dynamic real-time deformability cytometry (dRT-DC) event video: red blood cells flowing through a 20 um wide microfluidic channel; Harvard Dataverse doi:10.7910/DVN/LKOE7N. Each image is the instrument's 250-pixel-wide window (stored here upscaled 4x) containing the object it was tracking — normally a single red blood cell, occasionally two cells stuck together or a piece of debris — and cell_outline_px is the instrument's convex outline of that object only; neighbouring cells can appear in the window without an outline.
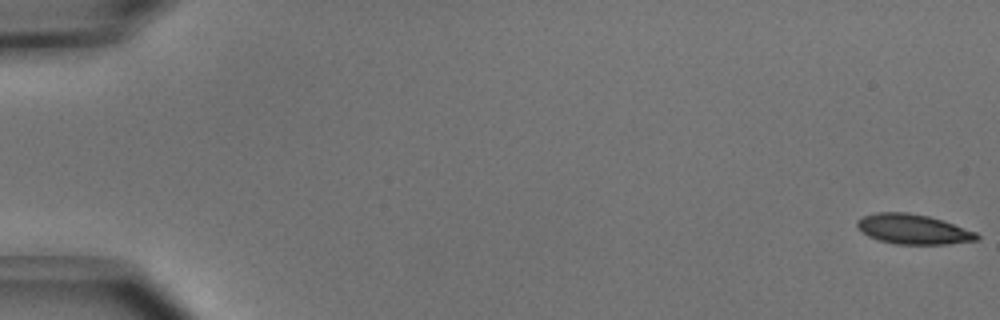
{"species": "common noctule bat (a hibernating species)", "species_latin": "Nyctalus noctula", "temperature_condition": "cold", "stored_images_in_passage": 52, "camera_frame_rate_fps": 3000, "um_per_image_px": 0.085, "animal": {"sex": "male", "body_mass_g": 15.6}, "frame": {"image": 1, "passage_image": 1, "time_ms": 0.0, "image_size_px": [1000, 320], "cell_outline_px": [[980, 240], [948, 244], [896, 244], [880, 240], [868, 236], [856, 224], [856, 220], [864, 216], [876, 212], [908, 212], [928, 216], [976, 232], [980, 236]], "centroid_in_image_um": [77.63, 19.48], "position_along_channel_um": 7.4, "area_um2": 20.63}}
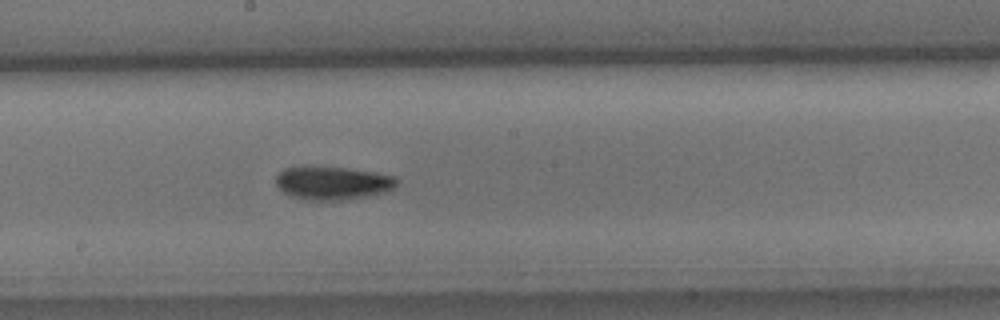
{"frame": {"image": 2, "passage_image": 29, "time_ms": 9.333, "image_size_px": [1000, 320], "cell_outline_px": [[400, 180], [396, 188], [384, 192], [368, 196], [340, 200], [312, 200], [292, 196], [284, 192], [276, 184], [276, 176], [284, 168], [344, 168], [376, 172], [396, 176]], "centroid_in_image_um": [28.37, 15.57], "position_along_channel_um": 219.8, "area_um2": 23.06}}
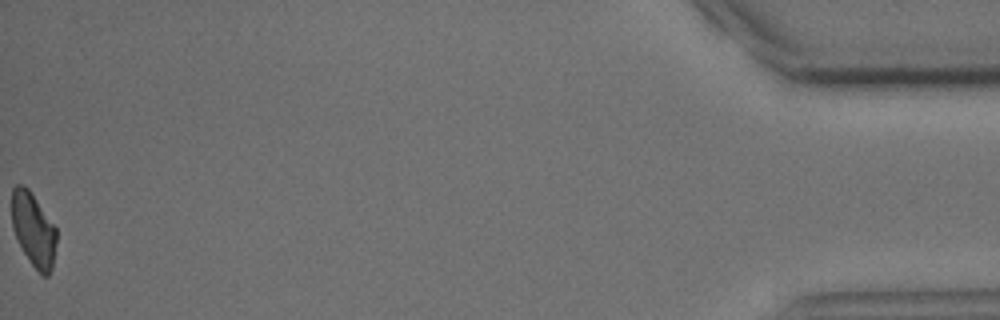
{"frame": {"image": 3, "passage_image": 52, "time_ms": 17.0, "image_size_px": [1000, 320], "cell_outline_px": [[56, 240], [52, 268], [48, 276], [44, 276], [28, 260], [12, 228], [12, 188], [16, 184], [24, 184], [28, 188], [56, 228]], "centroid_in_image_um": [2.83, 19.49], "position_along_channel_um": 432.4, "area_um2": 18.9}, "authors_computed_cell_mechanics": {"area_um2": 21.2126, "velocity_mm_per_s": 3.9671, "shape_relaxation_time_tau1_ms": 3.0247, "shape_relaxation_time_tau2_ms": null, "deformation_change_tau1": 0.0936, "deformation_change_tau2": null}}